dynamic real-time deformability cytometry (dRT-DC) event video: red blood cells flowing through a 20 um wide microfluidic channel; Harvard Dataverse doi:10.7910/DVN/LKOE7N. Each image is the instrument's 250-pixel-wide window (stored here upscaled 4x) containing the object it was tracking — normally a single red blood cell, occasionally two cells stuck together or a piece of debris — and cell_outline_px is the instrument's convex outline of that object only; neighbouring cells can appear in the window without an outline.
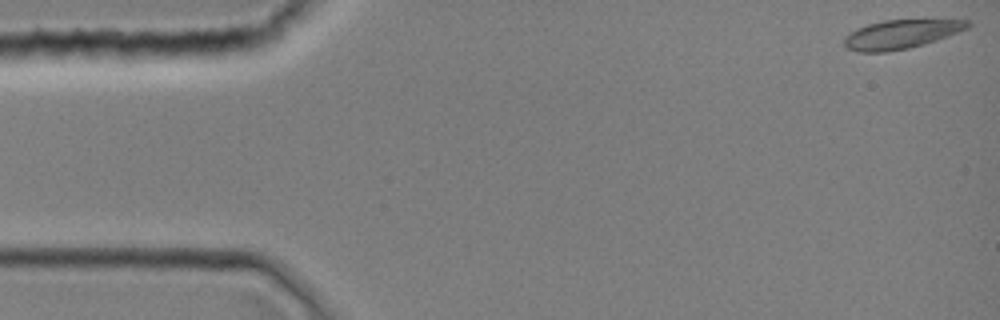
{"species": "common noctule bat (a hibernating species)", "species_latin": "Nyctalus noctula", "temperature_condition": "room temperature", "stored_images_in_passage": 10, "camera_frame_rate_fps": 3000, "um_per_image_px": 0.085, "animal": {"sex": "female", "body_mass_g": 19.0, "forearm_length_mm": 51.5}, "frame": {"image": 1, "passage_image": 1, "time_ms": 0.0, "image_size_px": [1000, 320], "cell_outline_px": [[972, 24], [968, 28], [948, 36], [924, 44], [908, 48], [888, 52], [856, 52], [844, 48], [844, 36], [856, 28], [868, 24], [884, 20], [968, 20]], "centroid_in_image_um": [76.54, 2.92], "position_along_channel_um": 8.5, "area_um2": 20.87}}
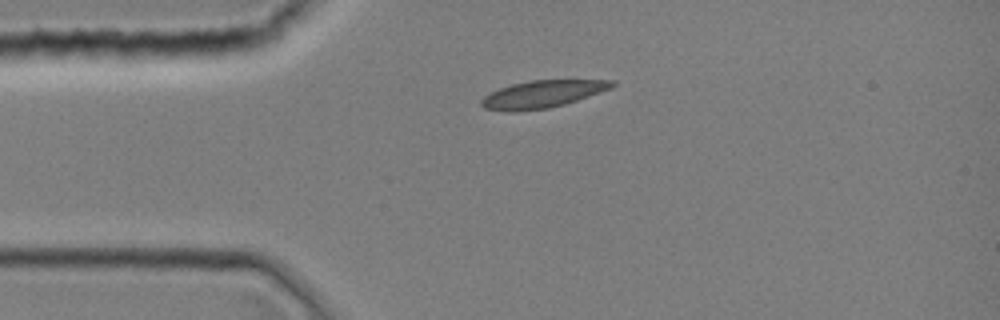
{"frame": {"image": 2, "passage_image": 9, "time_ms": 2.667, "image_size_px": [1000, 320], "cell_outline_px": [[616, 84], [612, 88], [564, 104], [548, 108], [512, 112], [484, 108], [480, 104], [480, 100], [484, 96], [500, 88], [512, 84], [532, 80], [616, 80]], "centroid_in_image_um": [46.1, 8.0], "position_along_channel_um": 38.9, "area_um2": 20.63}}